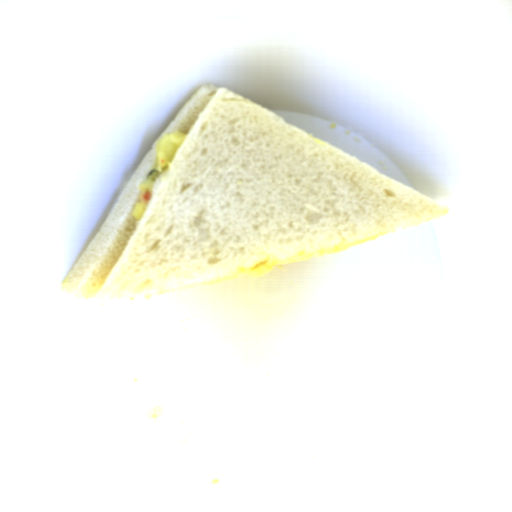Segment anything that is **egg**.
Segmentation results:
<instances>
[{"label":"egg","mask_w":512,"mask_h":512,"mask_svg":"<svg viewBox=\"0 0 512 512\" xmlns=\"http://www.w3.org/2000/svg\"><path fill=\"white\" fill-rule=\"evenodd\" d=\"M186 134L173 132L164 135L156 146V165L155 170L159 175L169 168L174 156L184 142Z\"/></svg>","instance_id":"obj_1"},{"label":"egg","mask_w":512,"mask_h":512,"mask_svg":"<svg viewBox=\"0 0 512 512\" xmlns=\"http://www.w3.org/2000/svg\"><path fill=\"white\" fill-rule=\"evenodd\" d=\"M154 180L148 178L141 186L138 200L135 203L131 212L135 220L142 219L146 214L149 201H144V195L147 192H150L152 194L154 190Z\"/></svg>","instance_id":"obj_2"}]
</instances>
